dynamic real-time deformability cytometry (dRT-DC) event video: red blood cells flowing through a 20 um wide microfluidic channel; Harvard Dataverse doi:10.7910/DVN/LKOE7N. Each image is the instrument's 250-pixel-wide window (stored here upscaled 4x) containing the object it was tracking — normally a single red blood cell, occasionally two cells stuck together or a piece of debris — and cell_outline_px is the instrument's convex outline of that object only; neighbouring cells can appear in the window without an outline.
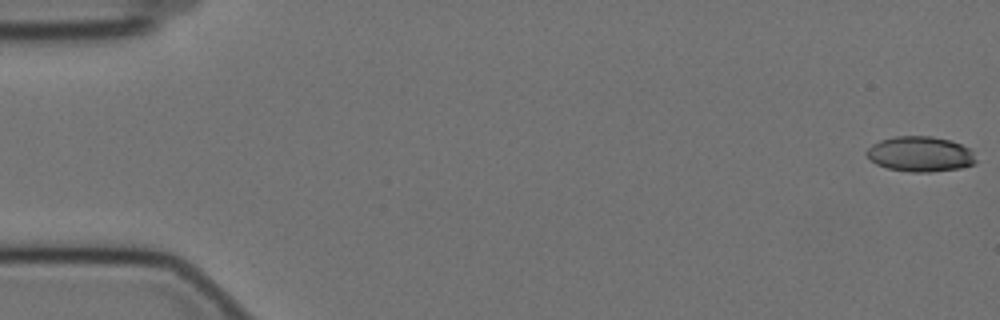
{"species": "Egyptian fruit bat (a non-hibernating species)", "species_latin": "Rousettus aegyptiacus", "temperature_condition": "cold", "stored_images_in_passage": 9, "camera_frame_rate_fps": 3000, "um_per_image_px": 0.085, "animal": {"sex": "female"}, "frame": {"image": 1, "passage_image": 1, "time_ms": 0.0, "image_size_px": [1000, 320], "cell_outline_px": [[976, 160], [972, 164], [960, 168], [932, 172], [912, 172], [888, 168], [876, 164], [864, 152], [872, 144], [880, 140], [896, 136], [932, 136], [952, 140], [968, 148], [972, 152]], "centroid_in_image_um": [78.2, 13.09], "position_along_channel_um": 6.8, "area_um2": 22.37}}